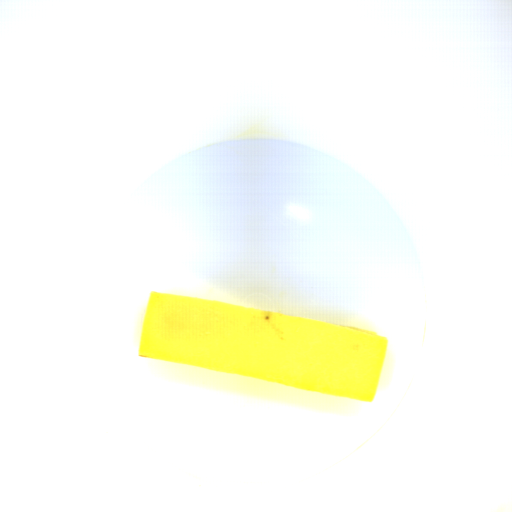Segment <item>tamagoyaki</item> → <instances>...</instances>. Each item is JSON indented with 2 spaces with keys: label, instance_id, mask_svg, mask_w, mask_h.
Returning <instances> with one entry per match:
<instances>
[{
  "label": "tamagoyaki",
  "instance_id": "81b7327e",
  "mask_svg": "<svg viewBox=\"0 0 512 512\" xmlns=\"http://www.w3.org/2000/svg\"><path fill=\"white\" fill-rule=\"evenodd\" d=\"M387 344L376 332L150 292L138 354L368 404Z\"/></svg>",
  "mask_w": 512,
  "mask_h": 512
}]
</instances>
